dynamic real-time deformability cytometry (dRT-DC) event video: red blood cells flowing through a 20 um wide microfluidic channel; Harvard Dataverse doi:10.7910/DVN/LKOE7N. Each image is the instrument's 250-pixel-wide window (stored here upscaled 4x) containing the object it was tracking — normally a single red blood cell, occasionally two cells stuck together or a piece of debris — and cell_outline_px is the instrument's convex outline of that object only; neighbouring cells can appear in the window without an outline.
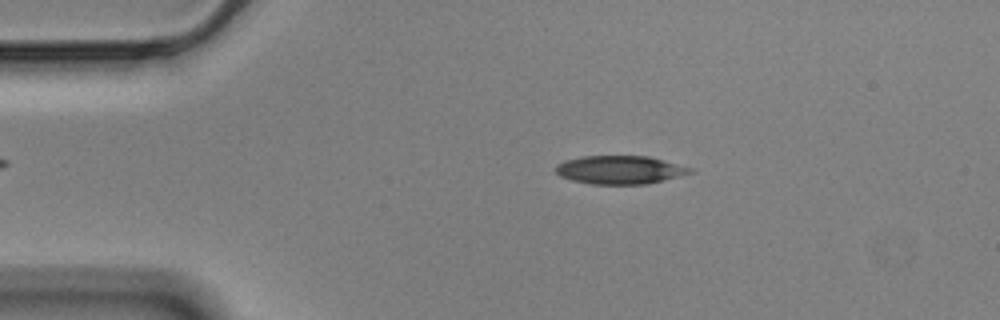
{"species": "Egyptian fruit bat (a non-hibernating species)", "species_latin": "Rousettus aegyptiacus", "temperature_condition": "cold", "stored_images_in_passage": 55, "camera_frame_rate_fps": 3000, "um_per_image_px": 0.085, "animal": {"sex": "male"}, "frame": {"image": 1, "passage_image": 10, "time_ms": 3.0, "image_size_px": [1000, 320], "cell_outline_px": [[696, 172], [648, 184], [588, 184], [572, 180], [560, 176], [556, 172], [556, 164], [564, 160], [580, 156], [648, 156], [692, 168]], "centroid_in_image_um": [52.68, 14.44], "position_along_channel_um": 32.3, "area_um2": 22.31}}
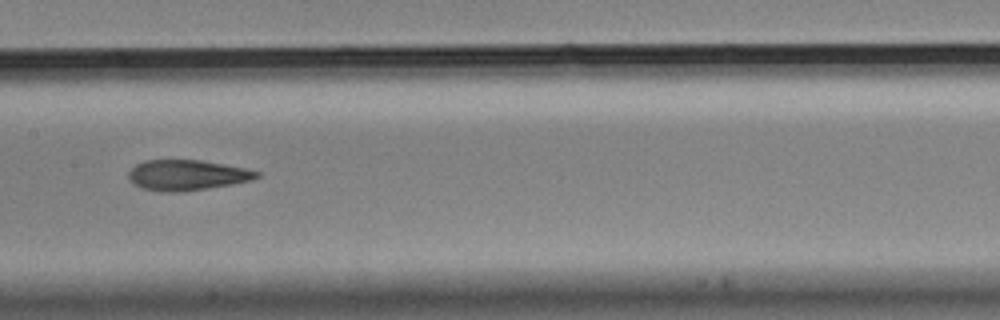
{"frame": {"image": 2, "passage_image": 27, "time_ms": 8.667, "image_size_px": [1000, 320], "cell_outline_px": [[260, 176], [252, 180], [232, 184], [184, 192], [160, 192], [140, 188], [132, 184], [128, 180], [128, 172], [136, 164], [144, 160], [200, 160], [224, 164], [244, 168], [260, 172]], "centroid_in_image_um": [15.85, 14.9], "position_along_channel_um": 191.6, "area_um2": 23.0}}
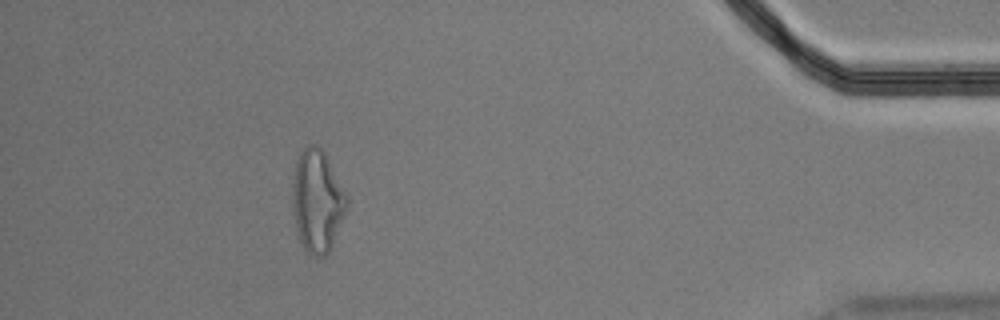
{"frame": {"image": 3, "passage_image": 50, "time_ms": 16.333, "image_size_px": [1000, 320], "cell_outline_px": [[348, 204], [344, 216], [332, 244], [328, 252], [324, 256], [312, 256], [304, 248], [300, 240], [296, 228], [292, 208], [292, 188], [296, 160], [300, 152], [308, 144], [316, 144], [324, 152], [348, 196]], "centroid_in_image_um": [26.96, 17.07], "position_along_channel_um": 408.2, "area_um2": 32.25}, "authors_computed_cell_mechanics": {"area_um2": 23.0044, "velocity_mm_per_s": 3.5359, "shape_relaxation_time_tau1_ms": 4.6473, "shape_relaxation_time_tau2_ms": 2.3211, "deformation_change_tau1": 0.1773, "deformation_change_tau2": 0.1194}}